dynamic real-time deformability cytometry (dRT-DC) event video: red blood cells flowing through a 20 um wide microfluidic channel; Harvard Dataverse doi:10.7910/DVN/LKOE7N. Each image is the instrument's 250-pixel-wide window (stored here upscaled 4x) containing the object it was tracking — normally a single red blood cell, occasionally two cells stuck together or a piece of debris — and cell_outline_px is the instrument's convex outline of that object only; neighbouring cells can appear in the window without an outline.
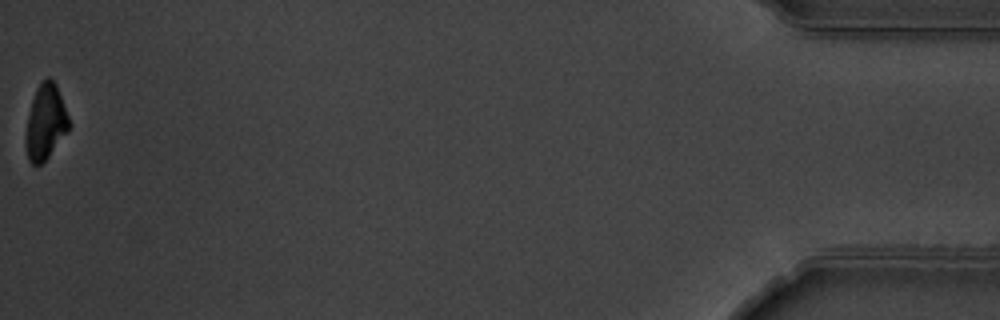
{"species": "common noctule bat (a hibernating species)", "species_latin": "Nyctalus noctula", "temperature_condition": "warm", "stored_images_in_passage": 17, "camera_frame_rate_fps": 3000, "um_per_image_px": 0.085, "animal": {"sex": "male", "body_mass_g": 19.5, "forearm_length_mm": 54.6}, "frame": {"image": 1, "passage_image": 17, "time_ms": 5.333, "image_size_px": [1000, 320], "cell_outline_px": [[68, 132], [48, 156], [40, 164], [32, 164], [28, 160], [24, 144], [24, 136], [28, 116], [32, 100], [36, 88], [48, 76], [56, 84], [68, 116]], "centroid_in_image_um": [3.84, 10.4], "position_along_channel_um": 431.4, "area_um2": 18.73}}